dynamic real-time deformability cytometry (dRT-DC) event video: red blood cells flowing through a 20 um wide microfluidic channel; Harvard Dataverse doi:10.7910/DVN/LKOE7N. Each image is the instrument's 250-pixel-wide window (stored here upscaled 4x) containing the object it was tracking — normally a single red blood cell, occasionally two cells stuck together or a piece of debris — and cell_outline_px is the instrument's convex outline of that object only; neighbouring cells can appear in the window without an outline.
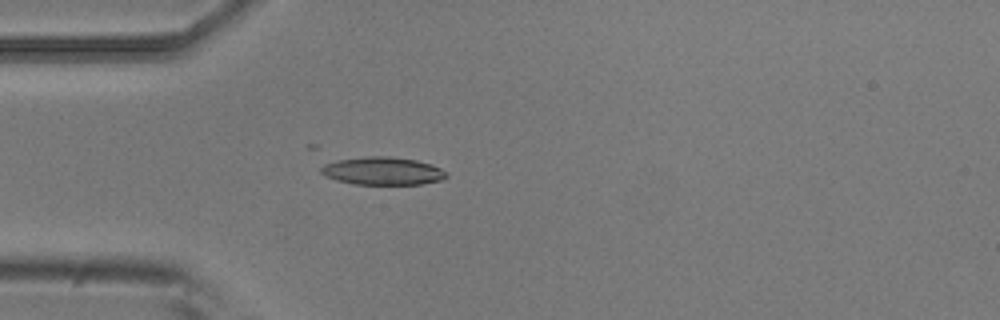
{"species": "common noctule bat (a hibernating species)", "species_latin": "Nyctalus noctula", "temperature_condition": "room temperature", "stored_images_in_passage": 5, "camera_frame_rate_fps": 3000, "um_per_image_px": 0.085, "animal": {"sex": "male", "body_mass_g": 20.5, "forearm_length_mm": 52.5}, "frame": {"image": 1, "passage_image": 5, "time_ms": 1.333, "image_size_px": [1000, 320], "cell_outline_px": [[448, 176], [440, 180], [420, 184], [352, 184], [336, 180], [324, 176], [320, 172], [320, 168], [324, 164], [336, 160], [364, 156], [388, 156], [416, 160], [432, 164], [448, 172]], "centroid_in_image_um": [32.5, 14.53], "position_along_channel_um": 52.5, "area_um2": 20.52}}